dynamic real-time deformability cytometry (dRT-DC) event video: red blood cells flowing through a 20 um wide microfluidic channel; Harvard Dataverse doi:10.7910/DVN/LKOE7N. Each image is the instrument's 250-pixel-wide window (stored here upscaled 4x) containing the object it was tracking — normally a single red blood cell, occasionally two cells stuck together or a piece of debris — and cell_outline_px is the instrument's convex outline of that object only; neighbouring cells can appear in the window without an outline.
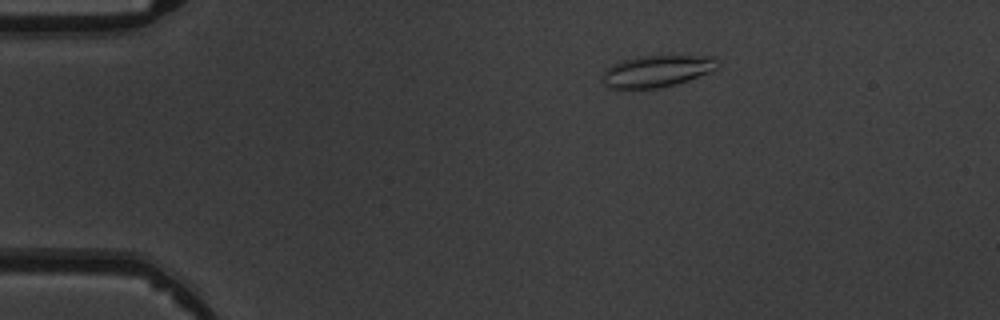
{"species": "common noctule bat (a hibernating species)", "species_latin": "Nyctalus noctula", "temperature_condition": "warm", "stored_images_in_passage": 6, "camera_frame_rate_fps": 3000, "um_per_image_px": 0.085, "animal": {"sex": "male", "body_mass_g": 19.5, "forearm_length_mm": 54.6}, "frame": {"image": 1, "passage_image": 3, "time_ms": 2.333, "image_size_px": [1000, 320], "cell_outline_px": [[720, 64], [716, 68], [708, 72], [688, 80], [656, 88], [608, 88], [604, 84], [604, 68], [612, 64], [636, 56], [668, 52], [712, 56], [720, 60]], "centroid_in_image_um": [55.89, 5.96], "position_along_channel_um": 29.1, "area_um2": 22.14}}
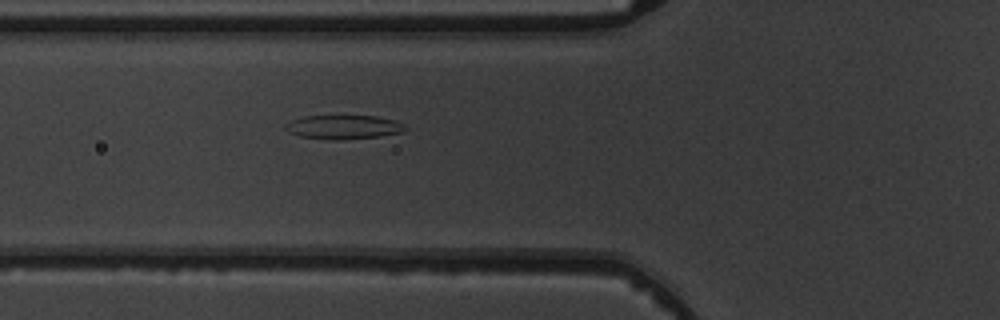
{"frame": {"image": 2, "passage_image": 6, "time_ms": 5.667, "image_size_px": [1000, 320], "cell_outline_px": [[408, 128], [404, 132], [380, 136], [344, 140], [332, 140], [300, 136], [288, 132], [284, 128], [284, 124], [292, 120], [304, 116], [376, 116], [396, 120], [404, 124]], "centroid_in_image_um": [29.23, 10.8], "position_along_channel_um": 96.6, "area_um2": 16.94}}